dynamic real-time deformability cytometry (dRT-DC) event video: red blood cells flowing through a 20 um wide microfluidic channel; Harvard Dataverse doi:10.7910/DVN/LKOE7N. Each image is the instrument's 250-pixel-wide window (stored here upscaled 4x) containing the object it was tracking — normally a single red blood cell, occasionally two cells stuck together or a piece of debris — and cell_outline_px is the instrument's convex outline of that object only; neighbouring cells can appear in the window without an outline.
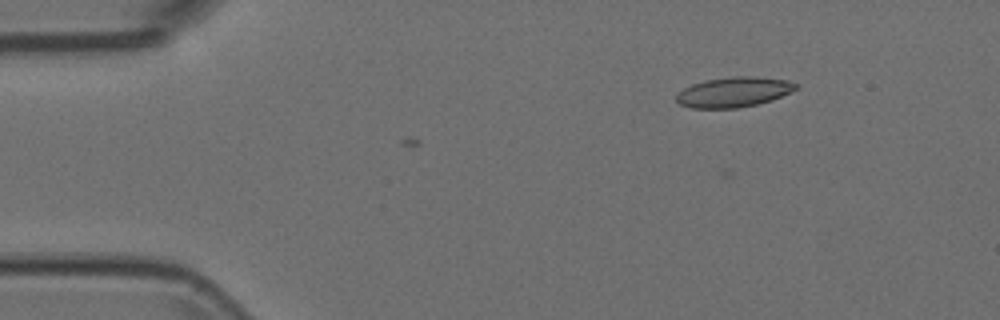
{"species": "Egyptian fruit bat (a non-hibernating species)", "species_latin": "Rousettus aegyptiacus", "temperature_condition": "room temperature", "stored_images_in_passage": 2, "camera_frame_rate_fps": 3000, "um_per_image_px": 0.085, "animal": {"sex": "female"}, "frame": {"image": 1, "passage_image": 2, "time_ms": 0.333, "image_size_px": [1000, 320], "cell_outline_px": [[796, 88], [772, 100], [756, 104], [736, 108], [692, 108], [680, 104], [676, 100], [676, 96], [684, 88], [692, 84], [704, 80], [732, 76], [756, 76], [788, 80], [796, 84]], "centroid_in_image_um": [62.34, 7.81], "position_along_channel_um": 22.7, "area_um2": 20.75}}